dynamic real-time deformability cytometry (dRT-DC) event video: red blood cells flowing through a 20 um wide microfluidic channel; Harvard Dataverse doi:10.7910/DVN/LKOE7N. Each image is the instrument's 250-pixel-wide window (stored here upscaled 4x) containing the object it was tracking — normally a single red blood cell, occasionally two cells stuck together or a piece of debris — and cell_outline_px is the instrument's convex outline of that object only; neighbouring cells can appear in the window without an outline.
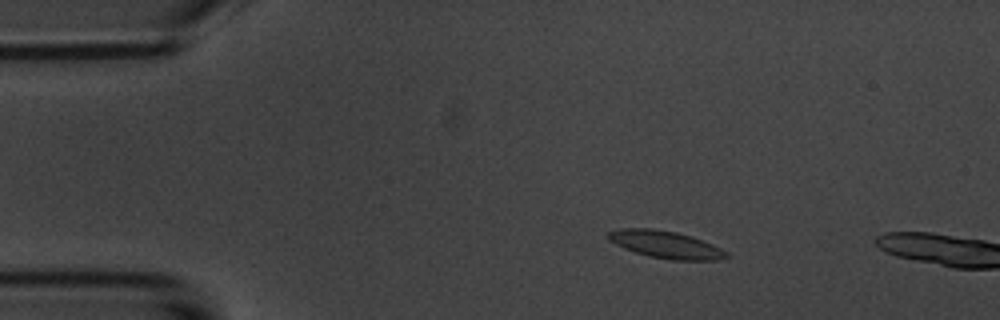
{"species": "common noctule bat (a hibernating species)", "species_latin": "Nyctalus noctula", "temperature_condition": "room temperature", "stored_images_in_passage": 2, "camera_frame_rate_fps": 3000, "um_per_image_px": 0.085, "animal": {"sex": "male", "body_mass_g": 20.1, "forearm_length_mm": 53.5}, "frame": {"image": 1, "passage_image": 1, "time_ms": 0.0, "image_size_px": [1000, 320], "cell_outline_px": [[732, 256], [720, 260], [672, 260], [648, 256], [624, 248], [608, 240], [608, 232], [620, 228], [652, 228], [676, 232], [692, 236], [712, 244], [728, 252]], "centroid_in_image_um": [56.62, 20.79], "position_along_channel_um": 28.4, "area_um2": 18.9}}